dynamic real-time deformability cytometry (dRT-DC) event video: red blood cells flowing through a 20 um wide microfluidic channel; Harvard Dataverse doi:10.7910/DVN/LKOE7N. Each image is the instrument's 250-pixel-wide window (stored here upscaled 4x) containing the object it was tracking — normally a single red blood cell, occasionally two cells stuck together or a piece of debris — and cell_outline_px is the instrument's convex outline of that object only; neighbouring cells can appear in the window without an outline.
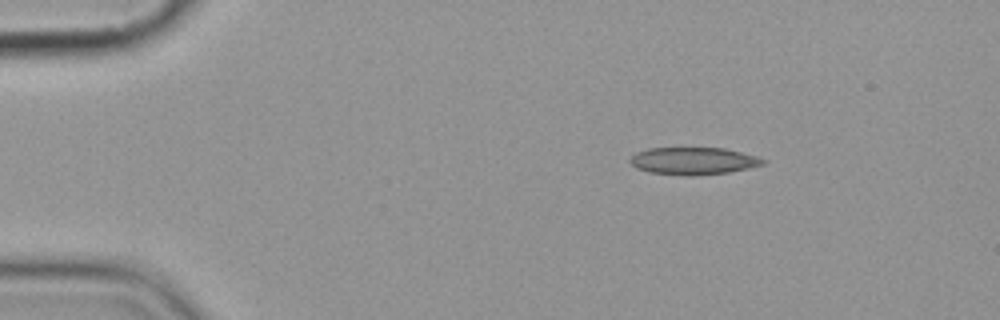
{"species": "common noctule bat (a hibernating species)", "species_latin": "Nyctalus noctula", "temperature_condition": "cold", "stored_images_in_passage": 4, "camera_frame_rate_fps": 3000, "um_per_image_px": 0.085, "animal": {"sex": "female", "body_mass_g": 19.9}, "frame": {"image": 1, "passage_image": 1, "time_ms": 0.0, "image_size_px": [1000, 320], "cell_outline_px": [[768, 160], [764, 164], [748, 168], [728, 172], [688, 176], [684, 176], [648, 172], [636, 168], [628, 160], [636, 152], [648, 148], [724, 148], [756, 156]], "centroid_in_image_um": [58.91, 13.68], "position_along_channel_um": 26.1, "area_um2": 21.15}}
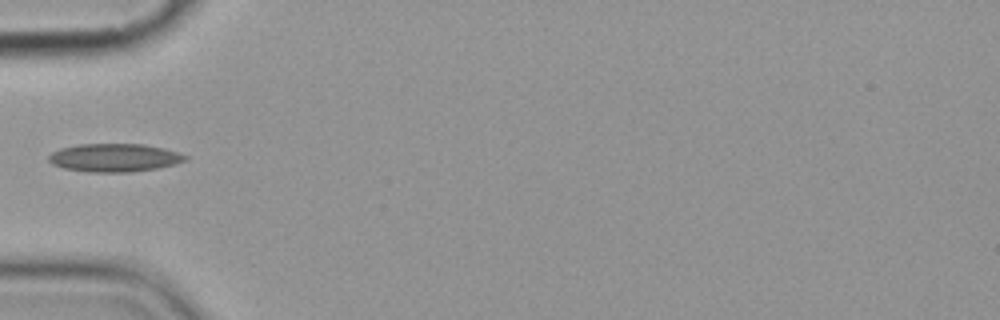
{"frame": {"image": 2, "passage_image": 4, "time_ms": 3.333, "image_size_px": [1000, 320], "cell_outline_px": [[188, 160], [156, 168], [132, 172], [88, 172], [64, 168], [52, 164], [48, 160], [48, 156], [52, 152], [60, 148], [80, 144], [144, 144], [164, 148], [188, 156]], "centroid_in_image_um": [9.7, 13.4], "position_along_channel_um": 75.3, "area_um2": 22.37}}